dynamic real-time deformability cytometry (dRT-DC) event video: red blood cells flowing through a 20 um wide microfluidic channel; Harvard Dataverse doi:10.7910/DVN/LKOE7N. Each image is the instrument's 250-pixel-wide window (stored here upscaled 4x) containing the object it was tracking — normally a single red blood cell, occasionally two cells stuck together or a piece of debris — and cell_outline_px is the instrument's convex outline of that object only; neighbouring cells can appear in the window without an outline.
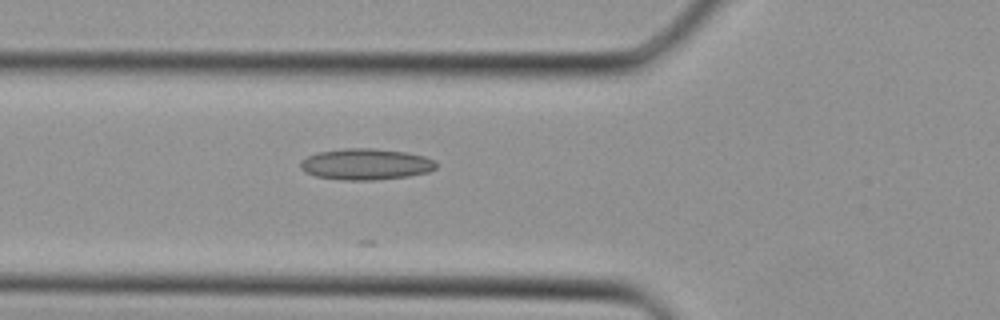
{"species": "Egyptian fruit bat (a non-hibernating species)", "species_latin": "Rousettus aegyptiacus", "temperature_condition": "cold", "stored_images_in_passage": 9, "camera_frame_rate_fps": 3000, "um_per_image_px": 0.085, "animal": {"sex": "female"}, "frame": {"image": 1, "passage_image": 3, "time_ms": 0.667, "image_size_px": [1000, 320], "cell_outline_px": [[436, 168], [428, 172], [408, 176], [376, 180], [340, 180], [316, 176], [304, 172], [300, 168], [300, 164], [308, 156], [316, 152], [344, 148], [372, 148], [404, 152], [424, 156], [436, 160]], "centroid_in_image_um": [31.09, 13.96], "position_along_channel_um": 94.7, "area_um2": 24.74}}
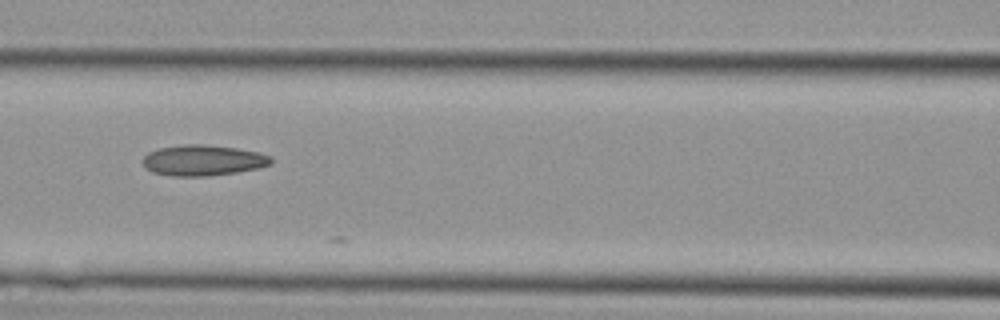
{"frame": {"image": 2, "passage_image": 6, "time_ms": 1.667, "image_size_px": [1000, 320], "cell_outline_px": [[272, 164], [260, 168], [236, 172], [208, 176], [172, 176], [152, 172], [144, 164], [144, 156], [148, 152], [160, 148], [184, 144], [204, 144], [236, 148], [260, 152], [272, 156]], "centroid_in_image_um": [17.31, 13.62], "position_along_channel_um": 149.3, "area_um2": 23.0}}
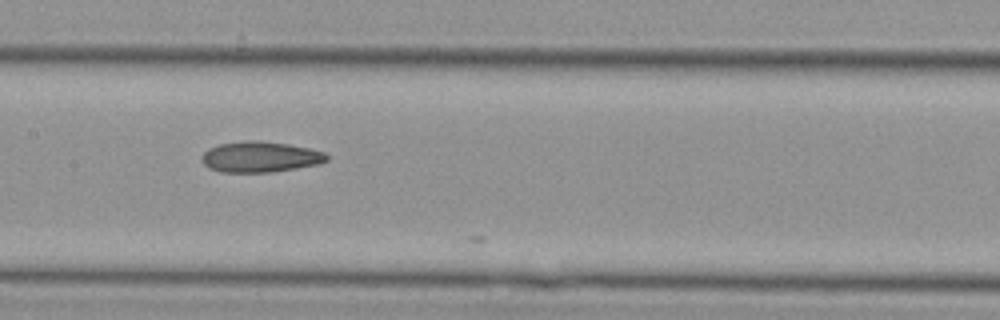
{"frame": {"image": 3, "passage_image": 8, "time_ms": 2.333, "image_size_px": [1000, 320], "cell_outline_px": [[328, 160], [320, 164], [272, 172], [220, 172], [208, 168], [200, 160], [200, 156], [208, 148], [220, 144], [244, 140], [256, 140], [288, 144], [308, 148], [324, 152], [328, 156]], "centroid_in_image_um": [22.08, 13.34], "position_along_channel_um": 185.3, "area_um2": 22.54}}